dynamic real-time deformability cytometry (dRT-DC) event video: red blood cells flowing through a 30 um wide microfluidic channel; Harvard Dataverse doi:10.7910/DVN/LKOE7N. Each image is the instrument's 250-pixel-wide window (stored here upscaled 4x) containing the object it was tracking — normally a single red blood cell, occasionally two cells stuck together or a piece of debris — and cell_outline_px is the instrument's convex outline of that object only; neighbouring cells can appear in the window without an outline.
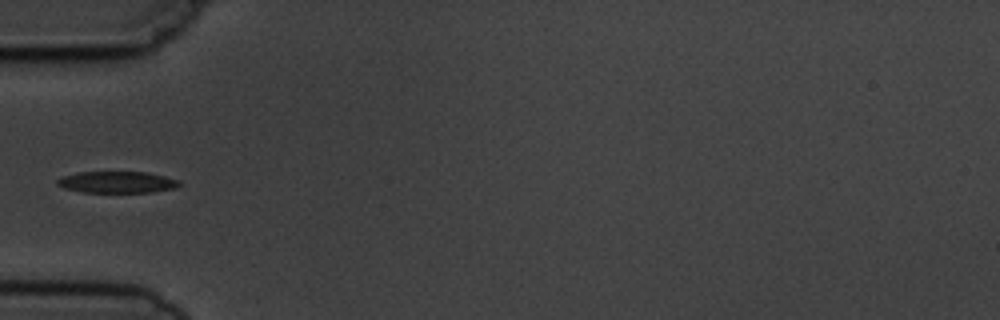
{"species": "common noctule bat (a hibernating species)", "species_latin": "Nyctalus noctula", "temperature_condition": "cold", "stored_images_in_passage": 5, "camera_frame_rate_fps": 3000, "um_per_image_px": 0.085, "animal": {"sex": "male", "body_mass_g": 19.5, "forearm_length_mm": 54.6}, "frame": {"image": 1, "passage_image": 4, "time_ms": 4.333, "image_size_px": [1000, 320], "cell_outline_px": [[180, 184], [176, 188], [148, 192], [80, 192], [64, 188], [56, 184], [56, 180], [60, 176], [80, 172], [148, 172], [180, 180]], "centroid_in_image_um": [9.91, 15.48], "position_along_channel_um": 75.1, "area_um2": 15.37}}
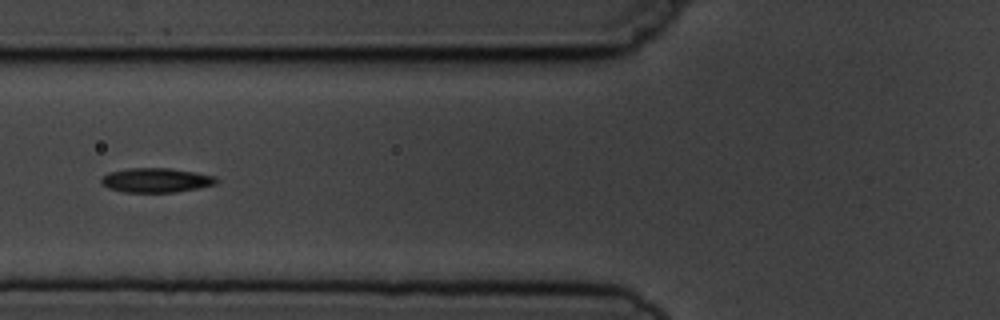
{"frame": {"image": 2, "passage_image": 5, "time_ms": 5.333, "image_size_px": [1000, 320], "cell_outline_px": [[220, 180], [216, 184], [200, 188], [176, 192], [124, 192], [108, 188], [100, 184], [100, 176], [108, 172], [128, 168], [172, 168], [196, 172], [216, 176]], "centroid_in_image_um": [13.26, 15.31], "position_along_channel_um": 112.5, "area_um2": 16.76}}